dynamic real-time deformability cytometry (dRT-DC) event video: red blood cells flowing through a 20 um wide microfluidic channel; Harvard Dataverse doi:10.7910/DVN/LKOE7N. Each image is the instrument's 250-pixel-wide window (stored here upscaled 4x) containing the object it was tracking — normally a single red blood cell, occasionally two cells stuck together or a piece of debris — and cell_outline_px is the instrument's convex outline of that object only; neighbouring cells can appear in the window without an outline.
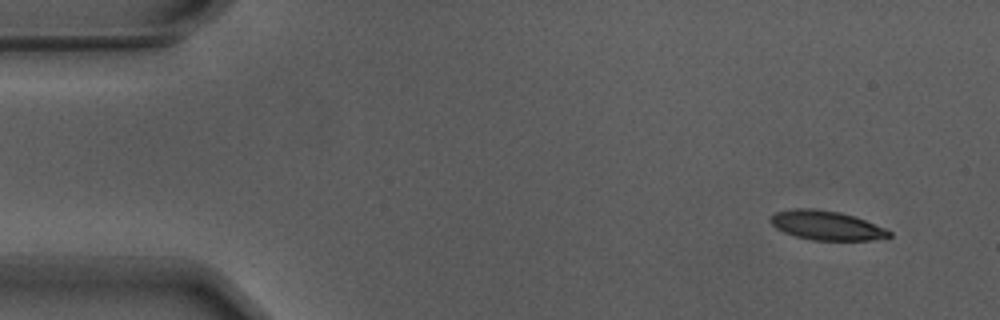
{"species": "Egyptian fruit bat (a non-hibernating species)", "species_latin": "Rousettus aegyptiacus", "temperature_condition": "warm", "stored_images_in_passage": 52, "camera_frame_rate_fps": 3000, "um_per_image_px": 0.085, "animal": {"sex": "male"}, "frame": {"image": 1, "passage_image": 1, "time_ms": 0.0, "image_size_px": [1000, 320], "cell_outline_px": [[892, 236], [888, 240], [812, 240], [796, 236], [784, 232], [776, 228], [768, 220], [776, 212], [796, 208], [812, 208], [840, 212], [856, 216], [884, 228], [892, 232]], "centroid_in_image_um": [70.31, 19.17], "position_along_channel_um": 14.7, "area_um2": 20.4}}
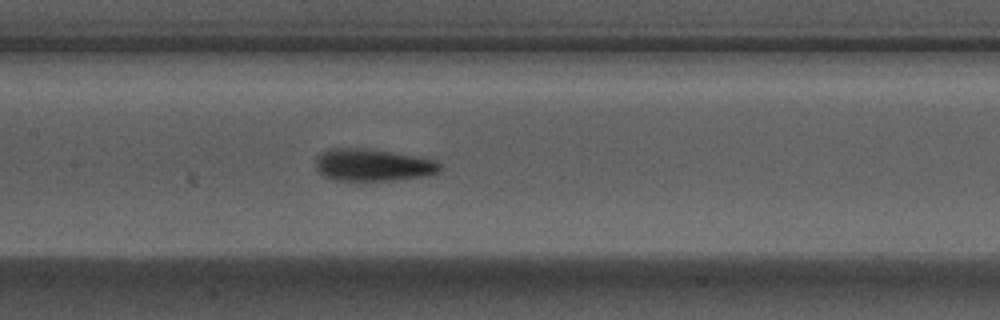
{"frame": {"image": 2, "passage_image": 23, "time_ms": 7.333, "image_size_px": [1000, 320], "cell_outline_px": [[440, 168], [436, 172], [428, 176], [396, 180], [332, 180], [324, 176], [316, 168], [316, 160], [328, 148], [356, 148], [388, 152], [436, 160], [440, 164]], "centroid_in_image_um": [31.68, 14.04], "position_along_channel_um": 175.7, "area_um2": 22.83}}
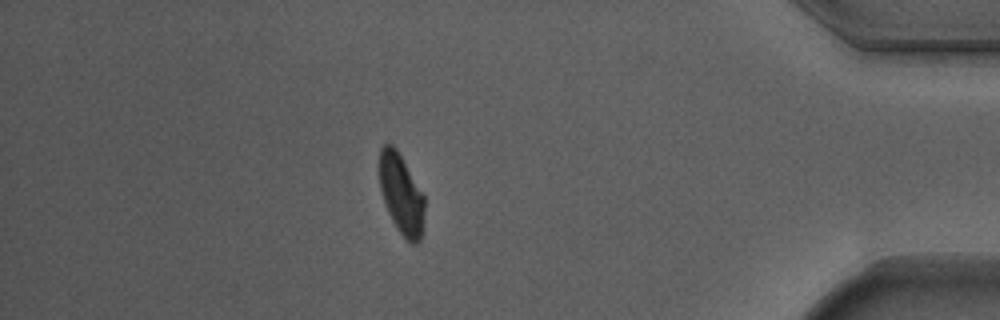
{"frame": {"image": 3, "passage_image": 45, "time_ms": 14.667, "image_size_px": [1000, 320], "cell_outline_px": [[424, 212], [420, 240], [416, 244], [412, 244], [404, 240], [392, 220], [388, 212], [380, 188], [376, 164], [380, 148], [384, 144], [392, 144], [396, 148], [424, 196]], "centroid_in_image_um": [34.05, 16.47], "position_along_channel_um": 401.1, "area_um2": 21.33}, "authors_computed_cell_mechanics": {"area_um2": 22.1663, "velocity_mm_per_s": 3.6898, "shape_relaxation_time_tau1_ms": 3.9725, "shape_relaxation_time_tau2_ms": 1.8504, "deformation_change_tau1": 0.1789, "deformation_change_tau2": 0.0867}}